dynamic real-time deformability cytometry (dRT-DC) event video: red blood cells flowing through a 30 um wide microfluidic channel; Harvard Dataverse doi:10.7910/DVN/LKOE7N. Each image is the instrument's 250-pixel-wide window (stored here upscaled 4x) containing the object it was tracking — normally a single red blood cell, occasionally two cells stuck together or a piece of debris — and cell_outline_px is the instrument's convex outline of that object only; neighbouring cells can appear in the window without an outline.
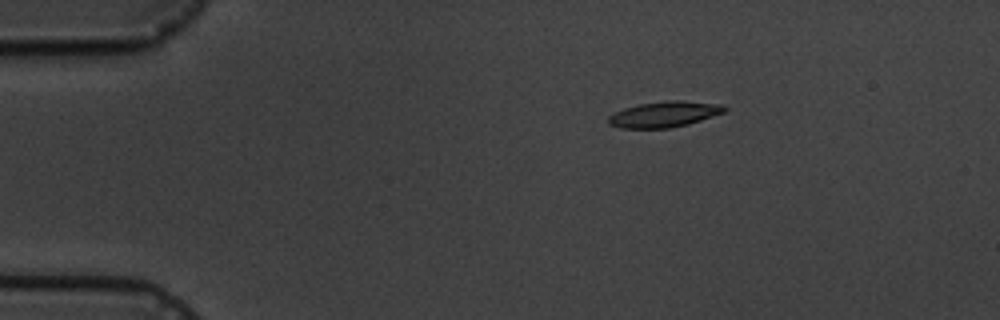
{"species": "common noctule bat (a hibernating species)", "species_latin": "Nyctalus noctula", "temperature_condition": "cold", "stored_images_in_passage": 5, "camera_frame_rate_fps": 3000, "um_per_image_px": 0.085, "animal": {"sex": "male", "body_mass_g": 19.5, "forearm_length_mm": 54.6}, "frame": {"image": 1, "passage_image": 3, "time_ms": 2.333, "image_size_px": [1000, 320], "cell_outline_px": [[728, 108], [724, 112], [688, 124], [668, 128], [620, 128], [608, 124], [608, 116], [624, 108], [640, 104], [668, 100], [680, 100], [720, 104]], "centroid_in_image_um": [56.45, 9.71], "position_along_channel_um": 28.6, "area_um2": 17.28}}
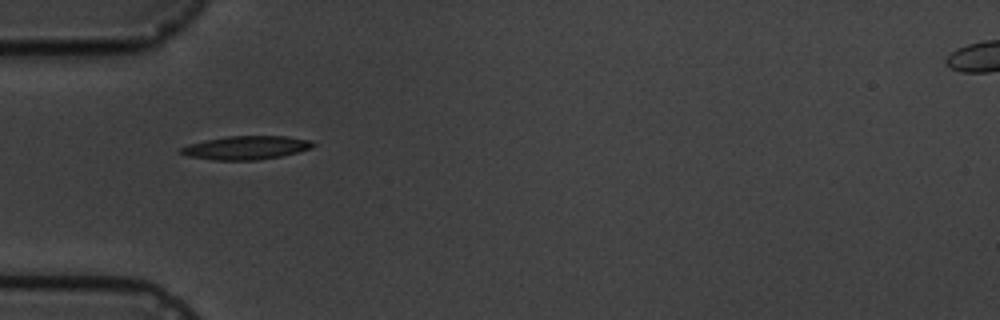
{"frame": {"image": 2, "passage_image": 5, "time_ms": 5.0, "image_size_px": [1000, 320], "cell_outline_px": [[316, 144], [312, 148], [280, 156], [256, 160], [212, 160], [188, 156], [176, 152], [180, 148], [188, 144], [204, 140], [228, 136], [288, 136], [308, 140]], "centroid_in_image_um": [20.86, 12.55], "position_along_channel_um": 64.1, "area_um2": 18.15}}